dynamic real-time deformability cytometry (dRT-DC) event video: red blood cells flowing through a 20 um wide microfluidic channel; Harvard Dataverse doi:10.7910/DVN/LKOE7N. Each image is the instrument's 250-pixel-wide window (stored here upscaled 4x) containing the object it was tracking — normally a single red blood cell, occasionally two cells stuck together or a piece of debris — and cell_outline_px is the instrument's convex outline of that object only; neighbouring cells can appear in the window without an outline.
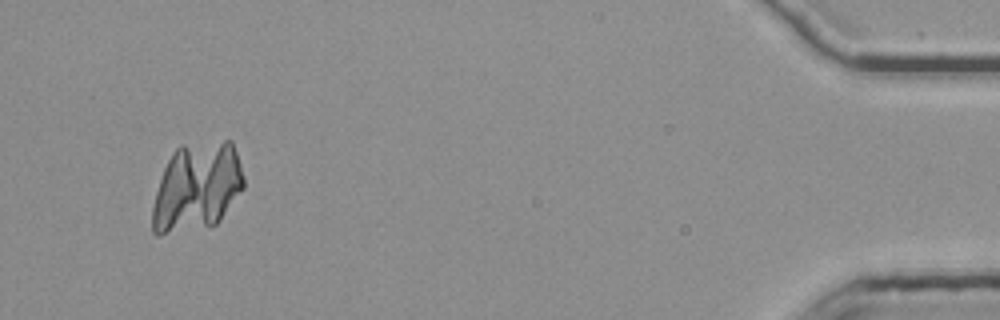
{"species": "common noctule bat (a hibernating species)", "species_latin": "Nyctalus noctula", "temperature_condition": "room temperature", "stored_images_in_passage": 53, "segment_of_instrument_passage": [3, 3], "camera_frame_rate_fps": 3000, "um_per_image_px": 0.085, "animal": {"sex": "female", "body_mass_g": 25.1}, "frame": {"image": 1, "passage_image": 51, "time_ms": 16.667, "image_size_px": [1000, 320], "cell_outline_px": [[244, 188], [216, 224], [212, 228], [160, 236], [156, 236], [152, 232], [152, 208], [156, 192], [164, 168], [172, 152], [180, 144], [224, 140], [232, 140], [244, 176]], "centroid_in_image_um": [16.72, 15.93], "position_along_channel_um": 418.5, "area_um2": 48.03}}